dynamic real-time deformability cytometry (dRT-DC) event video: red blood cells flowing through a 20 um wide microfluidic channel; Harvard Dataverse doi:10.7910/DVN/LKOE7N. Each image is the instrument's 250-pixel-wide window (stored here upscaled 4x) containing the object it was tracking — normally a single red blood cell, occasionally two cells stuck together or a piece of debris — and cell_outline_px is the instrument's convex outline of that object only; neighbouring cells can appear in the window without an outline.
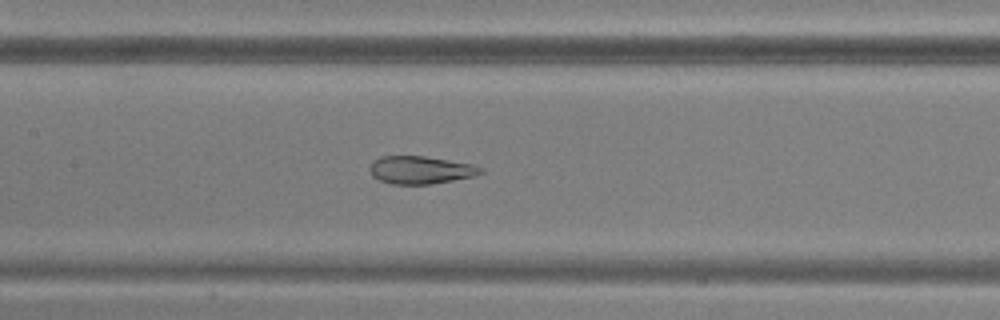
{"species": "common noctule bat (a hibernating species)", "species_latin": "Nyctalus noctula", "temperature_condition": "warm", "stored_images_in_passage": 49, "camera_frame_rate_fps": 3000, "um_per_image_px": 0.085, "animal": {"sex": "male", "body_mass_g": 20.5, "forearm_length_mm": 52.5}, "frame": {"image": 1, "passage_image": 23, "time_ms": 7.333, "image_size_px": [1000, 320], "cell_outline_px": [[484, 172], [476, 176], [432, 184], [392, 184], [380, 180], [372, 176], [368, 168], [372, 160], [380, 156], [424, 156], [472, 164], [484, 168]], "centroid_in_image_um": [35.74, 14.44], "position_along_channel_um": 171.7, "area_um2": 18.15}}
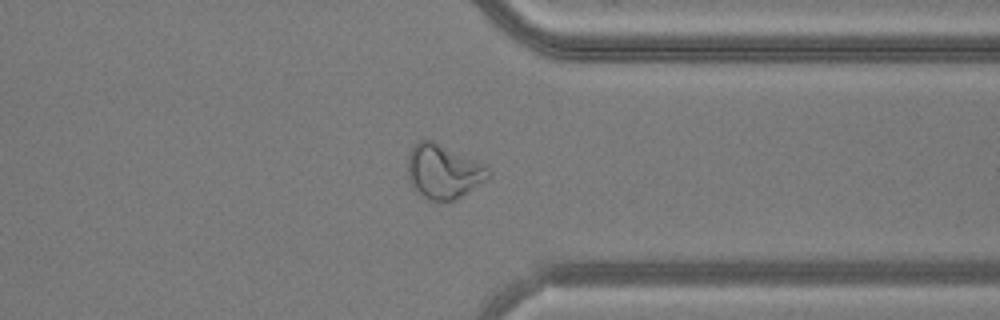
{"frame": {"image": 2, "passage_image": 38, "time_ms": 12.333, "image_size_px": [1000, 320], "cell_outline_px": [[492, 172], [484, 180], [456, 200], [448, 204], [428, 200], [416, 192], [408, 180], [408, 152], [416, 140], [432, 140], [484, 164]], "centroid_in_image_um": [37.63, 14.6], "position_along_channel_um": 373.8, "area_um2": 25.78}}
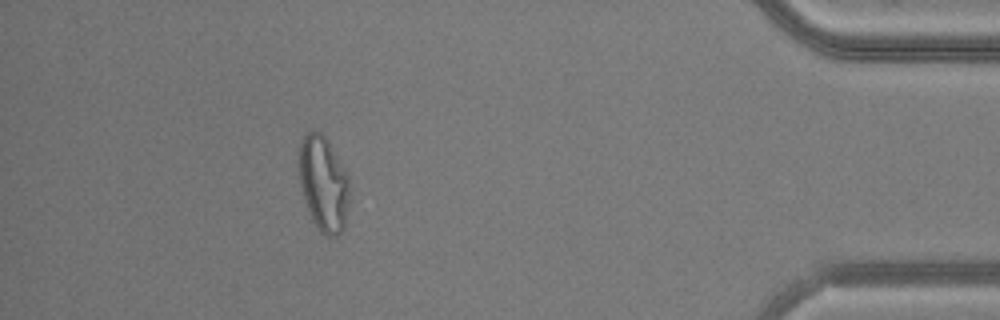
{"frame": {"image": 3, "passage_image": 44, "time_ms": 14.333, "image_size_px": [1000, 320], "cell_outline_px": [[348, 204], [344, 228], [336, 236], [324, 236], [320, 232], [312, 220], [304, 200], [300, 184], [300, 144], [304, 132], [312, 128], [316, 128], [324, 136], [348, 176]], "centroid_in_image_um": [27.47, 15.61], "position_along_channel_um": 407.7, "area_um2": 27.74}}